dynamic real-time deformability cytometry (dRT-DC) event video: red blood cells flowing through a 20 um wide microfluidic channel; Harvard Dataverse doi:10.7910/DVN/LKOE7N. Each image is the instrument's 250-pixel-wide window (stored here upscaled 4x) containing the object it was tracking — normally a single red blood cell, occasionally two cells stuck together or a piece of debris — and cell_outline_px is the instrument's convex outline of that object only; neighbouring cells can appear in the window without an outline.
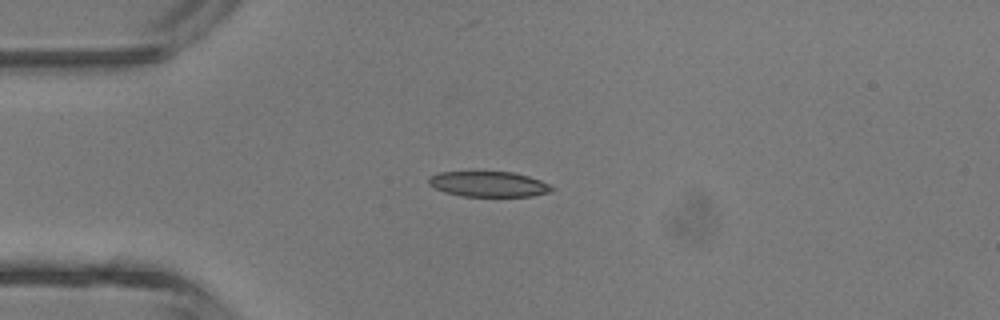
{"species": "common noctule bat (a hibernating species)", "species_latin": "Nyctalus noctula", "temperature_condition": "room temperature", "stored_images_in_passage": 14, "camera_frame_rate_fps": 3000, "um_per_image_px": 0.085, "animal": {"sex": "male", "body_mass_g": 13.3}, "frame": {"image": 1, "passage_image": 10, "time_ms": 3.0, "image_size_px": [1000, 320], "cell_outline_px": [[552, 192], [532, 196], [460, 196], [444, 192], [428, 184], [428, 176], [440, 172], [512, 172], [528, 176], [540, 180], [548, 184], [552, 188]], "centroid_in_image_um": [41.5, 15.65], "position_along_channel_um": 43.5, "area_um2": 18.15}}